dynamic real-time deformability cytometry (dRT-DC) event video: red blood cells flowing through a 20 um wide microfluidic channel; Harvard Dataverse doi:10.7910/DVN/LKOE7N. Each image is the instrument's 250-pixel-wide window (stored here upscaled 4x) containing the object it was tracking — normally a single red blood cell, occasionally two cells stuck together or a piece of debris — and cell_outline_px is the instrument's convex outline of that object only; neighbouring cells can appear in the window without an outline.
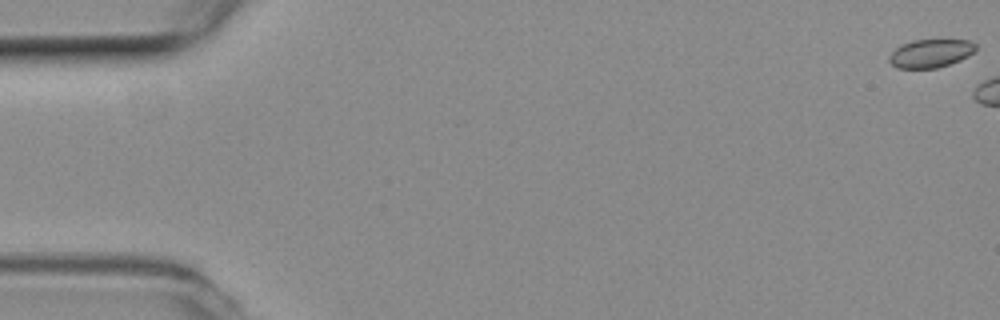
{"species": "common noctule bat (a hibernating species)", "species_latin": "Nyctalus noctula", "temperature_condition": "room temperature", "stored_images_in_passage": 5, "camera_frame_rate_fps": 3000, "um_per_image_px": 0.085, "animal": {"sex": "female", "body_mass_g": 19.3, "forearm_length_mm": 54.1}, "frame": {"image": 1, "passage_image": 1, "time_ms": 0.0, "image_size_px": [1000, 320], "cell_outline_px": [[976, 52], [960, 60], [936, 68], [896, 68], [888, 60], [888, 56], [896, 48], [912, 40], [968, 40], [976, 44]], "centroid_in_image_um": [79.11, 4.54], "position_along_channel_um": 5.9, "area_um2": 14.22}}